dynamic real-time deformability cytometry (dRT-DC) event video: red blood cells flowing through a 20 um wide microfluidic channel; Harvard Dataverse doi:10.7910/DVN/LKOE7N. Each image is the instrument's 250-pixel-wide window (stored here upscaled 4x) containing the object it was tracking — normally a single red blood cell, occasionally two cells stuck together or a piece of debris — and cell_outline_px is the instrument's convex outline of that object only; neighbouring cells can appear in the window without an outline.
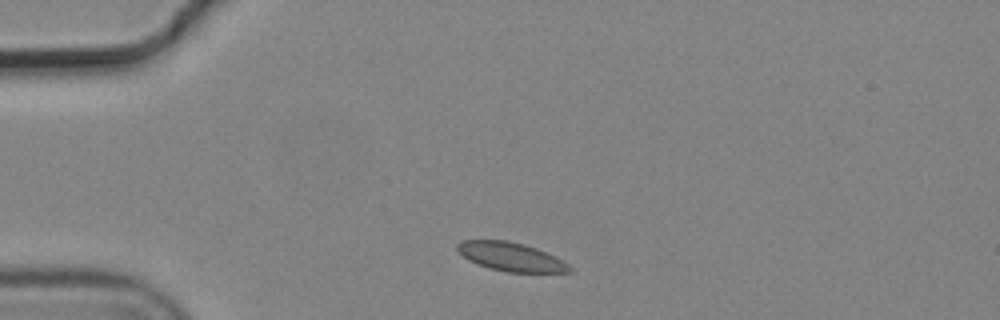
{"species": "common noctule bat (a hibernating species)", "species_latin": "Nyctalus noctula", "temperature_condition": "cold", "stored_images_in_passage": 4, "camera_frame_rate_fps": 3000, "um_per_image_px": 0.085, "animal": {"sex": "male", "body_mass_g": 19.2, "forearm_length_mm": 51.8}, "frame": {"image": 1, "passage_image": 2, "time_ms": 0.333, "image_size_px": [1000, 320], "cell_outline_px": [[572, 272], [508, 272], [476, 264], [468, 260], [456, 248], [456, 244], [460, 240], [508, 240], [524, 244], [536, 248], [556, 256], [568, 264], [572, 268]], "centroid_in_image_um": [43.43, 21.81], "position_along_channel_um": 41.6, "area_um2": 18.73}}